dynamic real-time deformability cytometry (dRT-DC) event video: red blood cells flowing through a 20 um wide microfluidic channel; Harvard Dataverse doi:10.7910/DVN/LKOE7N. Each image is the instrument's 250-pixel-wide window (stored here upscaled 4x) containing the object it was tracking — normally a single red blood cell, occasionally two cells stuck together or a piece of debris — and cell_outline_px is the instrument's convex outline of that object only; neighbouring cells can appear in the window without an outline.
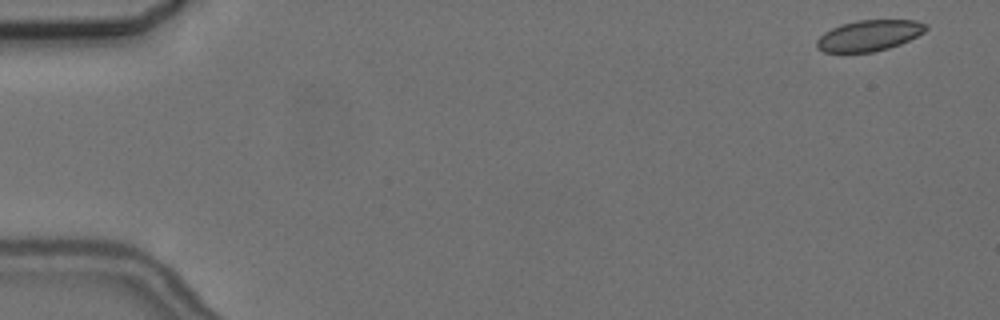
{"species": "common noctule bat (a hibernating species)", "species_latin": "Nyctalus noctula", "temperature_condition": "cold", "stored_images_in_passage": 6, "camera_frame_rate_fps": 3000, "um_per_image_px": 0.085, "animal": {"sex": "female", "body_mass_g": 24.6, "forearm_length_mm": 56.2}, "frame": {"image": 1, "passage_image": 1, "time_ms": 0.0, "image_size_px": [1000, 320], "cell_outline_px": [[928, 28], [924, 32], [900, 44], [888, 48], [872, 52], [824, 52], [816, 48], [816, 40], [824, 32], [840, 24], [856, 20], [916, 20], [928, 24]], "centroid_in_image_um": [73.86, 3.01], "position_along_channel_um": 11.1, "area_um2": 19.71}}
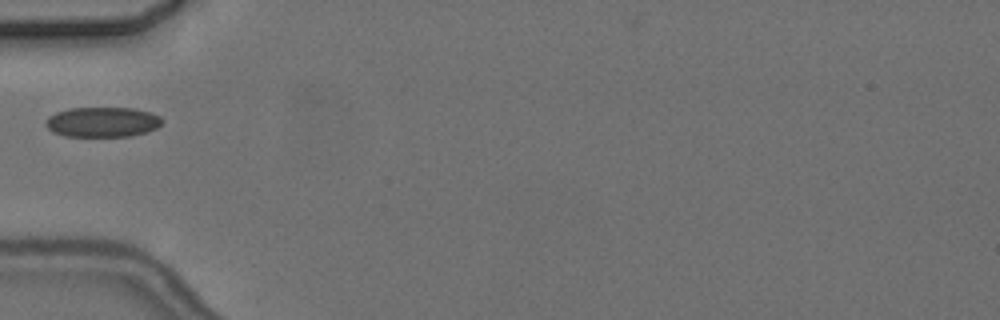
{"frame": {"image": 2, "passage_image": 6, "time_ms": 5.667, "image_size_px": [1000, 320], "cell_outline_px": [[164, 120], [156, 128], [132, 136], [64, 136], [52, 132], [44, 124], [44, 120], [48, 116], [56, 112], [68, 108], [136, 108], [160, 116]], "centroid_in_image_um": [8.66, 10.37], "position_along_channel_um": 76.3, "area_um2": 20.46}}